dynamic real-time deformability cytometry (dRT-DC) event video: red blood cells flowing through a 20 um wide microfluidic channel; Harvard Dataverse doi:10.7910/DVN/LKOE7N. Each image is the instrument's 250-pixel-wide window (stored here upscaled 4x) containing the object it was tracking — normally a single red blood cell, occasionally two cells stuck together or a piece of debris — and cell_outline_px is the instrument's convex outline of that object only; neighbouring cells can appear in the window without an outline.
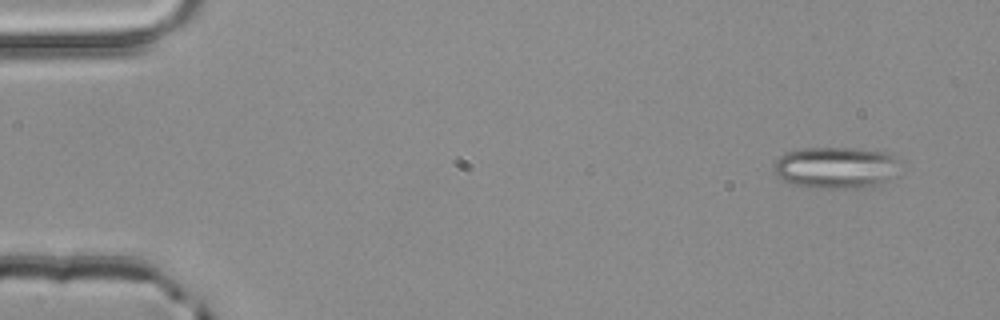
{"species": "common noctule bat (a hibernating species)", "species_latin": "Nyctalus noctula", "temperature_condition": "room temperature", "stored_images_in_passage": 4, "camera_frame_rate_fps": 3000, "um_per_image_px": 0.085, "animal": {"sex": "male", "body_mass_g": 20.4}, "frame": {"image": 1, "passage_image": 1, "time_ms": 0.0, "image_size_px": [1000, 320], "cell_outline_px": [[904, 172], [900, 176], [872, 188], [808, 188], [792, 184], [780, 180], [776, 176], [772, 168], [776, 160], [780, 156], [788, 152], [800, 148], [852, 148], [888, 152], [892, 156]], "centroid_in_image_um": [71.11, 14.28], "position_along_channel_um": 13.9, "area_um2": 31.67}}
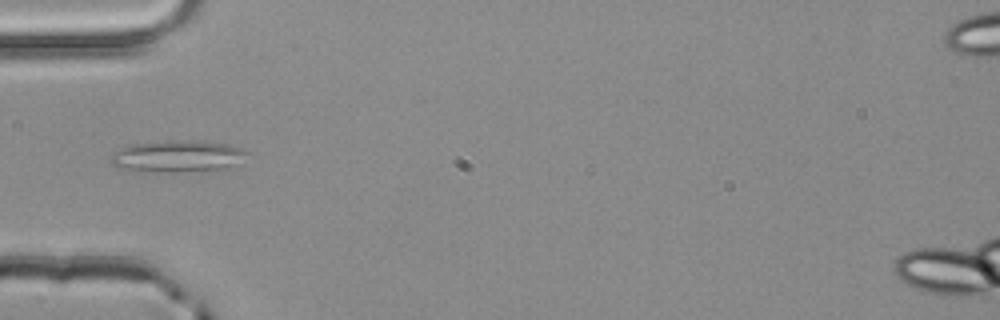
{"frame": {"image": 2, "passage_image": 4, "time_ms": 1.0, "image_size_px": [1000, 320], "cell_outline_px": [[248, 152], [232, 164], [224, 168], [140, 172], [116, 168], [108, 160], [108, 156], [120, 148], [128, 144], [184, 140], [196, 140], [228, 144], [240, 148]], "centroid_in_image_um": [14.9, 13.26], "position_along_channel_um": 70.1, "area_um2": 24.62}}